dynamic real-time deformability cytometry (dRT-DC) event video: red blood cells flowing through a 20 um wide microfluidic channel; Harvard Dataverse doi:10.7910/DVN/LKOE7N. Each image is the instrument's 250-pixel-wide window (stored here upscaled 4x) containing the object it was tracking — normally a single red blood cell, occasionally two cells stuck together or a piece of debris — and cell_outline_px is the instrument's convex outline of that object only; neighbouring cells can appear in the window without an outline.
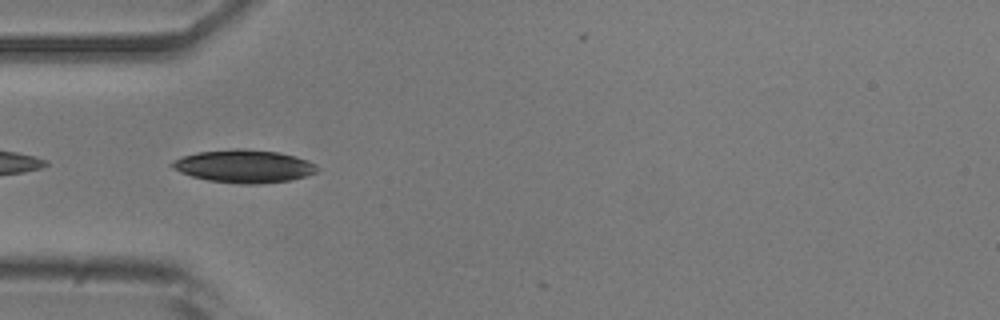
{"species": "common noctule bat (a hibernating species)", "species_latin": "Nyctalus noctula", "temperature_condition": "room temperature", "stored_images_in_passage": 5, "camera_frame_rate_fps": 3000, "um_per_image_px": 0.085, "animal": {"sex": "male", "body_mass_g": 20.5, "forearm_length_mm": 52.5}, "frame": {"image": 1, "passage_image": 4, "time_ms": 1.0, "image_size_px": [1000, 320], "cell_outline_px": [[320, 168], [316, 172], [304, 176], [288, 180], [256, 184], [240, 184], [208, 180], [192, 176], [180, 172], [168, 164], [172, 160], [196, 152], [236, 148], [240, 148], [276, 152], [308, 160]], "centroid_in_image_um": [20.7, 14.12], "position_along_channel_um": 64.3, "area_um2": 27.57}}